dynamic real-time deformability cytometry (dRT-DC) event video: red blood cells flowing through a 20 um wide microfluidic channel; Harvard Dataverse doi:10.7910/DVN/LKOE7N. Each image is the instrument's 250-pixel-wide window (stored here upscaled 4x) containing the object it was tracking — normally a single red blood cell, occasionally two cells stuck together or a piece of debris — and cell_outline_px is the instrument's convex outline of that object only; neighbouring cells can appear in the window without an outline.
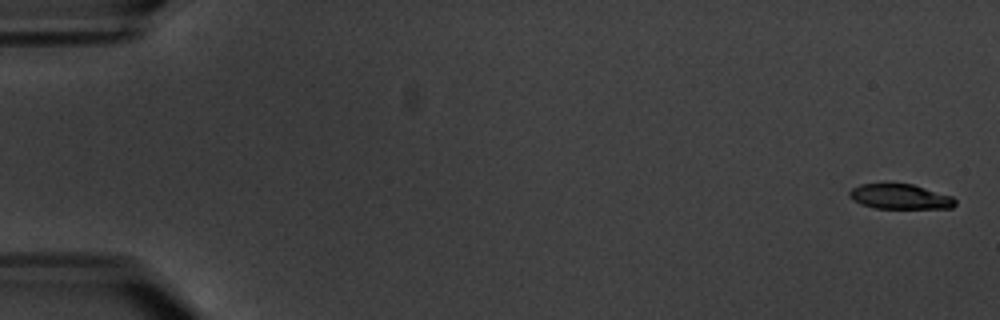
{"species": "common noctule bat (a hibernating species)", "species_latin": "Nyctalus noctula", "temperature_condition": "warm", "stored_images_in_passage": 5, "camera_frame_rate_fps": 3000, "um_per_image_px": 0.085, "animal": {"sex": "male", "body_mass_g": 20.1, "forearm_length_mm": 53.5}, "frame": {"image": 1, "passage_image": 1, "time_ms": 0.0, "image_size_px": [1000, 320], "cell_outline_px": [[956, 204], [952, 208], [876, 208], [860, 204], [852, 200], [848, 196], [848, 192], [852, 188], [860, 184], [912, 184], [952, 196], [956, 200]], "centroid_in_image_um": [76.48, 16.72], "position_along_channel_um": 8.5, "area_um2": 15.37}}
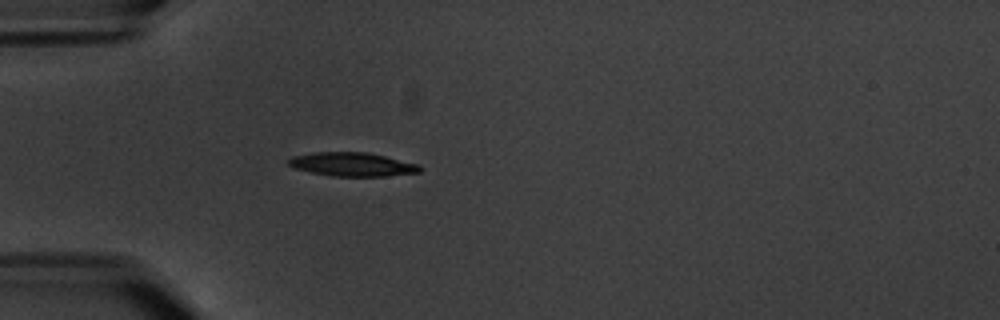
{"frame": {"image": 2, "passage_image": 5, "time_ms": 5.667, "image_size_px": [1000, 320], "cell_outline_px": [[424, 168], [420, 172], [384, 176], [332, 176], [292, 168], [288, 164], [288, 160], [292, 156], [312, 152], [368, 152], [420, 164]], "centroid_in_image_um": [29.96, 13.96], "position_along_channel_um": 55.0, "area_um2": 18.32}}